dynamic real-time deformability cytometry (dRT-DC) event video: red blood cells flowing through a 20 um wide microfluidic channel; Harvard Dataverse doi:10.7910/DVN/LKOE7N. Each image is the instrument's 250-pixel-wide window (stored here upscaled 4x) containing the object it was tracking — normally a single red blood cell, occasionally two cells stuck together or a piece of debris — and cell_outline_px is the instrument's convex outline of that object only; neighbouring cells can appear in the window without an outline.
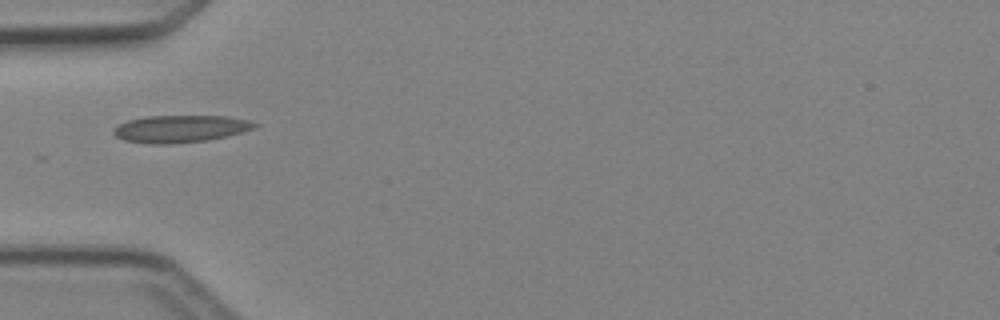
{"species": "Egyptian fruit bat (a non-hibernating species)", "species_latin": "Rousettus aegyptiacus", "temperature_condition": "cold", "stored_images_in_passage": 5, "camera_frame_rate_fps": 3000, "um_per_image_px": 0.085, "animal": {"sex": "female"}, "frame": {"image": 1, "passage_image": 5, "time_ms": 4.667, "image_size_px": [1000, 320], "cell_outline_px": [[260, 124], [256, 128], [228, 136], [208, 140], [172, 144], [148, 144], [124, 140], [116, 136], [112, 132], [112, 128], [128, 120], [148, 116], [224, 116], [248, 120]], "centroid_in_image_um": [15.34, 10.95], "position_along_channel_um": 69.7, "area_um2": 22.54}}